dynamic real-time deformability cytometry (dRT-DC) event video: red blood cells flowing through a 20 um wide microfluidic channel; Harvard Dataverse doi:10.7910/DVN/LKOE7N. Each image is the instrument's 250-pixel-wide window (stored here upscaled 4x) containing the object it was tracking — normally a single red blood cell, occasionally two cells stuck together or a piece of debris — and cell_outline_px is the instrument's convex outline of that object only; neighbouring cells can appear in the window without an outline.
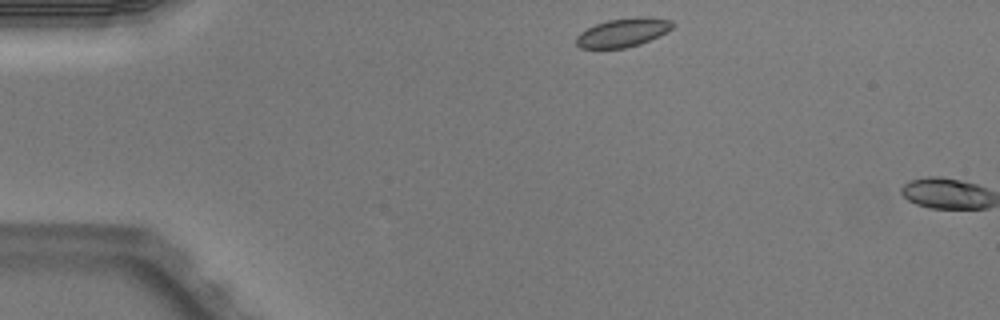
{"species": "Egyptian fruit bat (a non-hibernating species)", "species_latin": "Rousettus aegyptiacus", "temperature_condition": "warm", "stored_images_in_passage": 2, "camera_frame_rate_fps": 3000, "um_per_image_px": 0.085, "animal": {"sex": "male"}, "frame": {"image": 1, "passage_image": 1, "time_ms": 0.0, "image_size_px": [1000, 320], "cell_outline_px": [[676, 24], [668, 32], [660, 36], [640, 44], [624, 48], [580, 48], [576, 44], [576, 36], [580, 32], [596, 24], [608, 20], [636, 16], [640, 16], [672, 20]], "centroid_in_image_um": [52.99, 2.76], "position_along_channel_um": 32.0, "area_um2": 16.24}}